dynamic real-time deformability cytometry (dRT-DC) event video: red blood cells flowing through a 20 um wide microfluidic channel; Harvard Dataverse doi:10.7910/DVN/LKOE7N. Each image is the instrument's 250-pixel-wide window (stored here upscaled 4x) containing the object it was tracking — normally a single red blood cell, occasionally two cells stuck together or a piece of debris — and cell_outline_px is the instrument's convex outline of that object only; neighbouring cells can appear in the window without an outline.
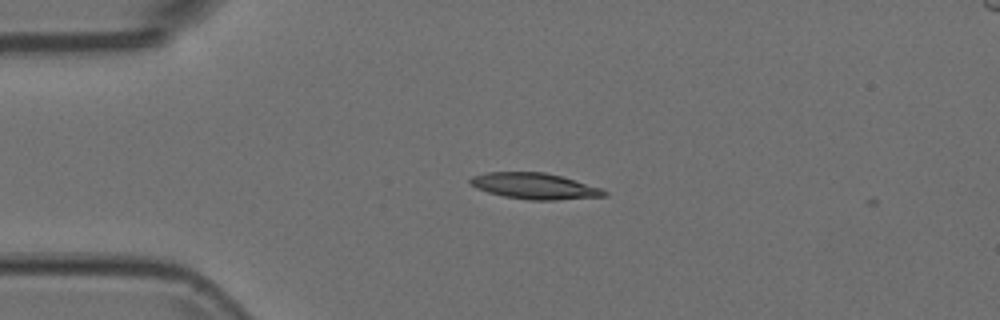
{"species": "Egyptian fruit bat (a non-hibernating species)", "species_latin": "Rousettus aegyptiacus", "temperature_condition": "room temperature", "stored_images_in_passage": 5, "camera_frame_rate_fps": 3000, "um_per_image_px": 0.085, "animal": {"sex": "female"}, "frame": {"image": 1, "passage_image": 4, "time_ms": 1.0, "image_size_px": [1000, 320], "cell_outline_px": [[608, 196], [556, 200], [528, 200], [504, 196], [488, 192], [476, 188], [468, 184], [468, 180], [472, 176], [488, 172], [544, 172], [560, 176], [604, 188], [608, 192]], "centroid_in_image_um": [45.46, 15.82], "position_along_channel_um": 39.5, "area_um2": 20.52}}